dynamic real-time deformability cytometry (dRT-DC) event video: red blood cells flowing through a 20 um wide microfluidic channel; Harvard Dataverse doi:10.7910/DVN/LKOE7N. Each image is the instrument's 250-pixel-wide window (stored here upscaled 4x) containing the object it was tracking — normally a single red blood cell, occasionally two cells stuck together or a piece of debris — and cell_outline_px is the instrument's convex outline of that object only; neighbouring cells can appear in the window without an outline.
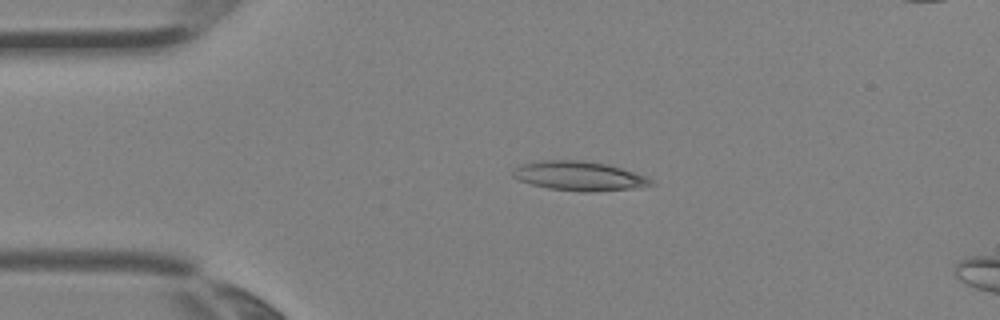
{"species": "Egyptian fruit bat (a non-hibernating species)", "species_latin": "Rousettus aegyptiacus", "temperature_condition": "room temperature", "stored_images_in_passage": 3, "camera_frame_rate_fps": 3000, "um_per_image_px": 0.085, "animal": {"sex": "female"}, "frame": {"image": 1, "passage_image": 2, "time_ms": 0.333, "image_size_px": [1000, 320], "cell_outline_px": [[656, 184], [632, 188], [588, 192], [584, 192], [548, 188], [532, 184], [520, 180], [512, 176], [512, 172], [520, 164], [540, 160], [584, 160], [608, 164], [644, 176], [652, 180]], "centroid_in_image_um": [49.19, 14.95], "position_along_channel_um": 35.8, "area_um2": 23.35}}